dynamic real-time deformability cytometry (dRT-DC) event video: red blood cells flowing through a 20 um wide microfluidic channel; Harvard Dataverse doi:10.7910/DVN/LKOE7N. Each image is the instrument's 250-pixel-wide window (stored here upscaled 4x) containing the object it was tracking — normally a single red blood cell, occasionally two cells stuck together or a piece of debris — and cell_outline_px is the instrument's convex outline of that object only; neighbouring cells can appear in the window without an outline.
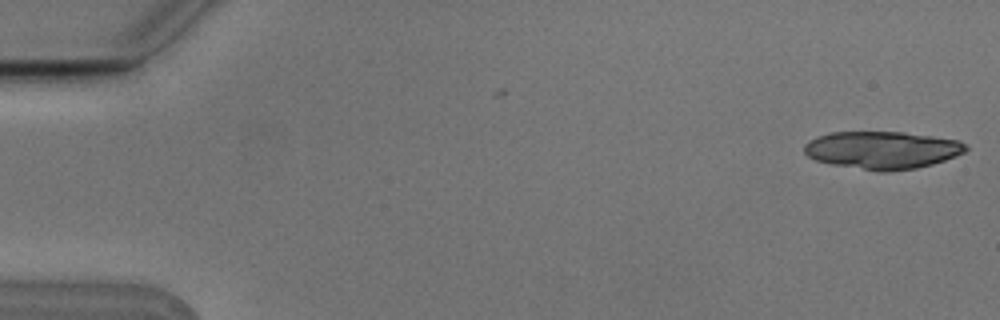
{"species": "Egyptian fruit bat (a non-hibernating species)", "species_latin": "Rousettus aegyptiacus", "temperature_condition": "cold", "stored_images_in_passage": 6, "camera_frame_rate_fps": 3000, "um_per_image_px": 0.085, "animal": {"sex": "male"}, "frame": {"image": 1, "passage_image": 1, "time_ms": 0.0, "image_size_px": [1000, 320], "cell_outline_px": [[968, 148], [964, 152], [956, 156], [932, 164], [916, 168], [888, 172], [880, 172], [832, 164], [816, 160], [808, 156], [804, 152], [804, 144], [808, 140], [816, 136], [828, 132], [904, 132], [956, 140], [964, 144]], "centroid_in_image_um": [74.94, 12.75], "position_along_channel_um": 10.1, "area_um2": 35.37}}